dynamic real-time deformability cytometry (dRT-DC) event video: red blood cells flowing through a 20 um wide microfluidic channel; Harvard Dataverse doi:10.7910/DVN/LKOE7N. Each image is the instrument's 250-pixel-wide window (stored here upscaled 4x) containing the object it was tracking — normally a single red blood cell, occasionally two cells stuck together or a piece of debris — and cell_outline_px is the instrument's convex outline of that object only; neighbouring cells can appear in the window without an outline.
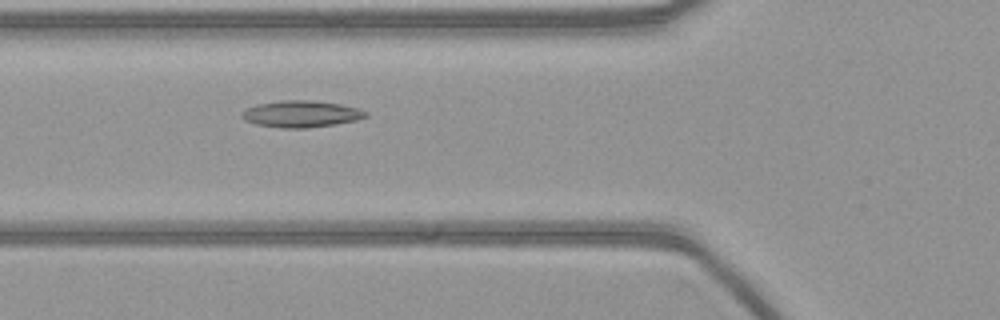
{"species": "common noctule bat (a hibernating species)", "species_latin": "Nyctalus noctula", "temperature_condition": "warm", "stored_images_in_passage": 53, "camera_frame_rate_fps": 3000, "um_per_image_px": 0.085, "animal": {"sex": "female", "body_mass_g": 21.9}, "frame": {"image": 1, "passage_image": 18, "time_ms": 5.667, "image_size_px": [1000, 320], "cell_outline_px": [[368, 116], [356, 120], [336, 124], [304, 128], [284, 128], [256, 124], [244, 120], [240, 116], [240, 112], [256, 104], [280, 100], [312, 100], [340, 104], [356, 108], [368, 112]], "centroid_in_image_um": [25.57, 9.68], "position_along_channel_um": 100.2, "area_um2": 19.25}}
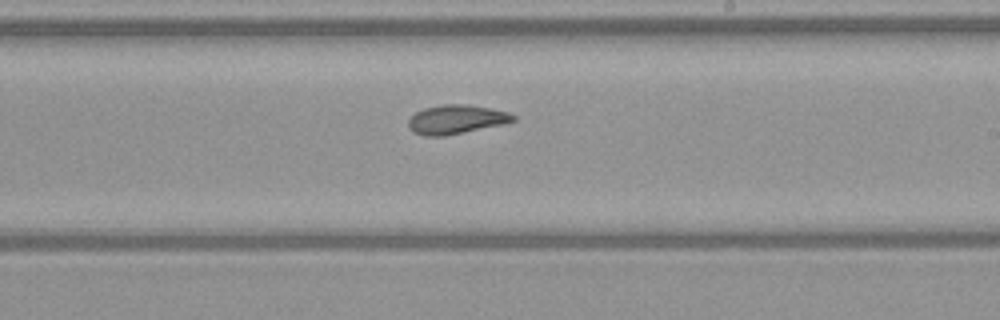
{"frame": {"image": 2, "passage_image": 30, "time_ms": 9.667, "image_size_px": [1000, 320], "cell_outline_px": [[516, 120], [504, 124], [444, 136], [424, 136], [412, 132], [408, 128], [408, 120], [416, 112], [424, 108], [444, 104], [464, 104], [488, 108], [508, 112], [516, 116]], "centroid_in_image_um": [38.75, 10.16], "position_along_channel_um": 250.2, "area_um2": 17.69}}
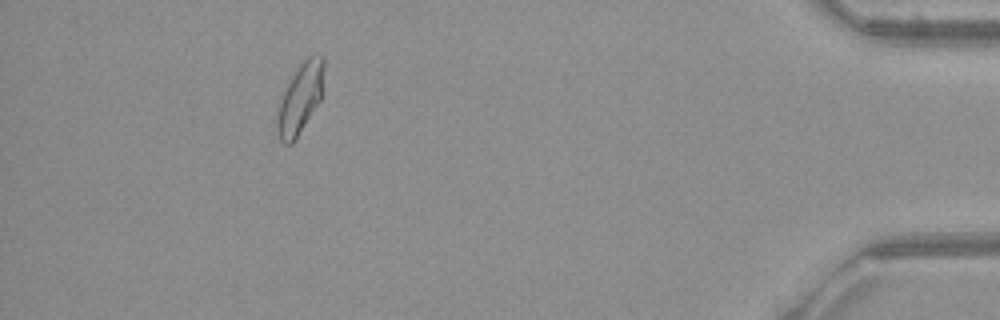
{"frame": {"image": 3, "passage_image": 48, "time_ms": 15.667, "image_size_px": [1000, 320], "cell_outline_px": [[324, 68], [320, 100], [292, 144], [284, 144], [280, 140], [276, 128], [276, 112], [280, 96], [296, 64], [300, 60], [316, 52], [324, 56]], "centroid_in_image_um": [25.48, 8.27], "position_along_channel_um": 409.7, "area_um2": 19.77}}